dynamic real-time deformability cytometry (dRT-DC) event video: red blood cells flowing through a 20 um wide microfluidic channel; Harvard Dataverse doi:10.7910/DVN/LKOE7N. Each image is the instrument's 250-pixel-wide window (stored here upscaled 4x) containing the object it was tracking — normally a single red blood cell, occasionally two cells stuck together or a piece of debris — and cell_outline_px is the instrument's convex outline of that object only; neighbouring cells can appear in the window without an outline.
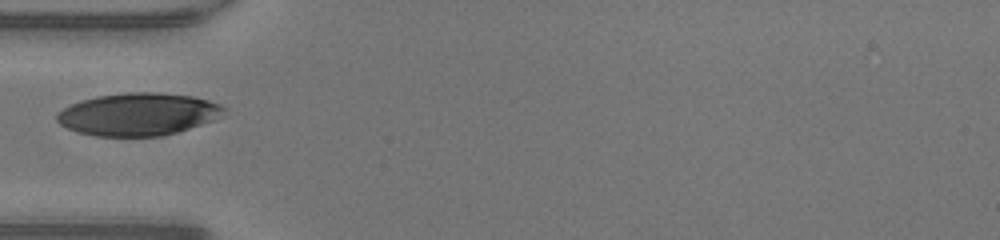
{"species": "human", "species_latin": "Homo sapiens", "temperature_condition": "warm", "stored_images_in_passage": 28, "camera_frame_rate_fps": 3000, "um_per_image_px": 0.085, "donor": {"sex": "male"}, "frame": {"image": 1, "passage_image": 1, "time_ms": 0.0, "image_size_px": [1000, 240], "cell_outline_px": [[208, 104], [188, 124], [180, 128], [164, 132], [136, 136], [120, 136], [96, 132], [96, 100], [112, 96], [176, 96], [200, 100]], "centroid_in_image_um": [12.31, 9.72], "position_along_channel_um": 72.7, "area_um2": 26.24}}
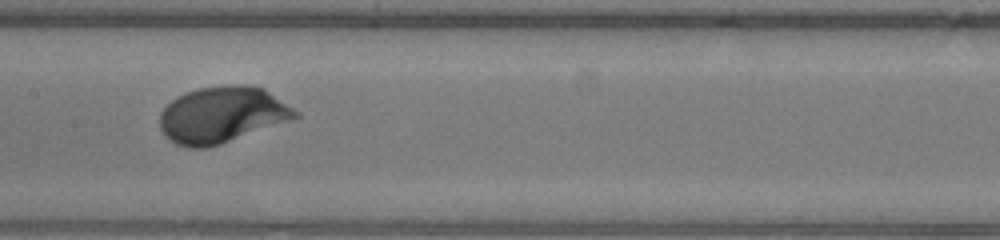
{"frame": {"image": 2, "passage_image": 9, "time_ms": 2.667, "image_size_px": [1000, 240], "cell_outline_px": [[276, 108], [228, 136], [220, 140], [208, 144], [192, 144], [180, 140], [172, 136], [172, 132], [244, 92], [260, 92]], "centroid_in_image_um": [19.13, 10.13], "position_along_channel_um": 188.3, "area_um2": 19.07}}
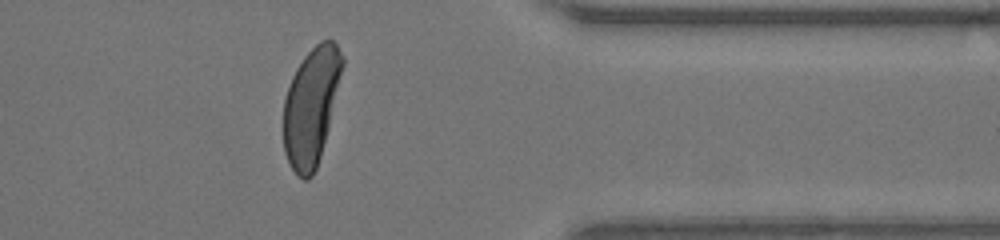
{"frame": {"image": 3, "passage_image": 24, "time_ms": 7.667, "image_size_px": [1000, 240], "cell_outline_px": [[340, 64], [324, 132], [316, 164], [312, 172], [308, 176], [304, 176], [292, 164], [288, 156], [284, 140], [284, 108], [288, 92], [296, 72], [304, 60], [316, 48]], "centroid_in_image_um": [26.26, 9.32], "position_along_channel_um": 385.1, "area_um2": 32.66}}